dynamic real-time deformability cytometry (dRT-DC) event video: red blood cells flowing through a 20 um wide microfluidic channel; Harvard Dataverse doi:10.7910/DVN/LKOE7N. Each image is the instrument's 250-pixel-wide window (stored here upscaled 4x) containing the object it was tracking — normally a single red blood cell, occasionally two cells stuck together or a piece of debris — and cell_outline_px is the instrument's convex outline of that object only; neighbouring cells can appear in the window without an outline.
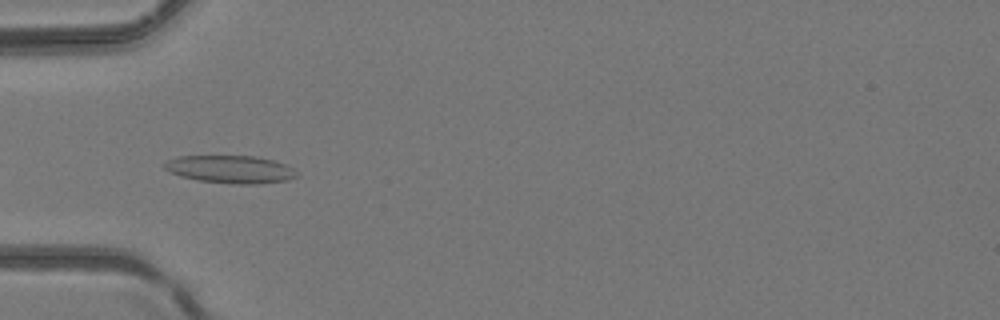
{"species": "common noctule bat (a hibernating species)", "species_latin": "Nyctalus noctula", "temperature_condition": "room temperature", "stored_images_in_passage": 34, "camera_frame_rate_fps": 3000, "um_per_image_px": 0.085, "animal": {"sex": "female", "body_mass_g": 24.6, "forearm_length_mm": 56.2}, "frame": {"image": 1, "passage_image": 2, "time_ms": 0.333, "image_size_px": [1000, 320], "cell_outline_px": [[296, 176], [288, 180], [260, 184], [232, 184], [200, 180], [180, 176], [164, 168], [160, 164], [176, 156], [256, 156], [272, 160], [284, 164], [292, 168], [296, 172]], "centroid_in_image_um": [19.56, 14.39], "position_along_channel_um": 65.4, "area_um2": 21.33}}
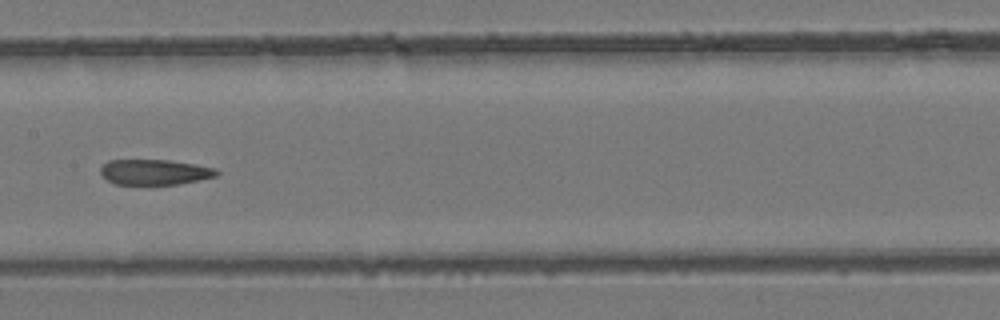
{"frame": {"image": 2, "passage_image": 11, "time_ms": 3.333, "image_size_px": [1000, 320], "cell_outline_px": [[220, 172], [216, 176], [200, 180], [180, 184], [116, 184], [108, 180], [100, 172], [100, 168], [108, 160], [168, 160], [216, 168]], "centroid_in_image_um": [13.16, 14.63], "position_along_channel_um": 194.2, "area_um2": 17.05}}
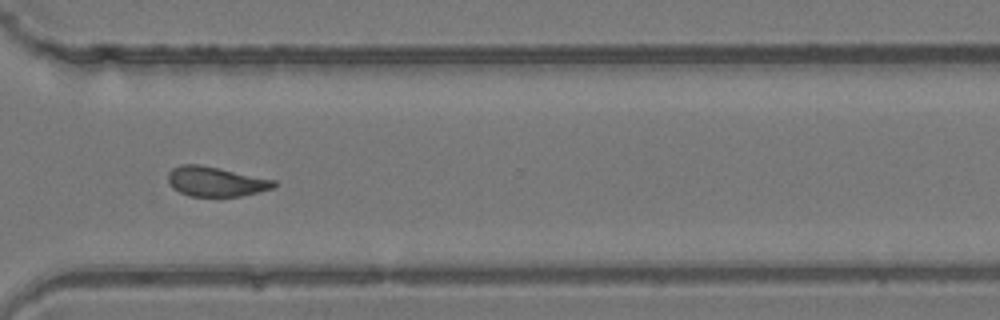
{"frame": {"image": 3, "passage_image": 22, "time_ms": 7.0, "image_size_px": [1000, 320], "cell_outline_px": [[276, 184], [272, 188], [240, 196], [188, 196], [172, 188], [168, 184], [168, 172], [172, 168], [180, 164], [200, 164], [220, 168], [276, 180]], "centroid_in_image_um": [18.28, 15.42], "position_along_channel_um": 352.3, "area_um2": 18.38}}